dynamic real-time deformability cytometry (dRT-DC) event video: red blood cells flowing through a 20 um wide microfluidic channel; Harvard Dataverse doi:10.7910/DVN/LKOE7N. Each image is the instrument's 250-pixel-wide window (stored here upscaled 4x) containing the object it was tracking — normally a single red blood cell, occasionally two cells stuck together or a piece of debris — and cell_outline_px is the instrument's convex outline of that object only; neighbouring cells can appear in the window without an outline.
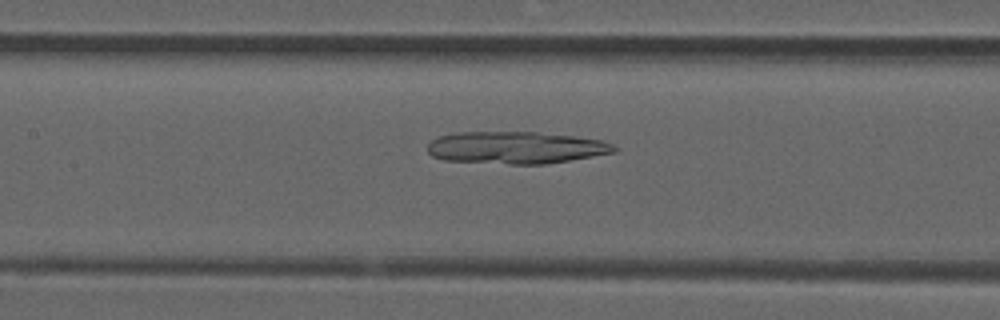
{"species": "common noctule bat (a hibernating species)", "species_latin": "Nyctalus noctula", "temperature_condition": "room temperature", "stored_images_in_passage": 29, "camera_frame_rate_fps": 3000, "um_per_image_px": 0.085, "animal": {"sex": "male", "forearm_length_mm": 52.5}, "frame": {"image": 1, "passage_image": 24, "time_ms": 7.667, "image_size_px": [1000, 320], "cell_outline_px": [[620, 148], [616, 152], [544, 164], [508, 164], [444, 160], [432, 156], [428, 152], [428, 144], [432, 140], [440, 136], [456, 132], [536, 132], [572, 136], [600, 140], [612, 144]], "centroid_in_image_um": [43.83, 12.55], "position_along_channel_um": 163.6, "area_um2": 34.85}}
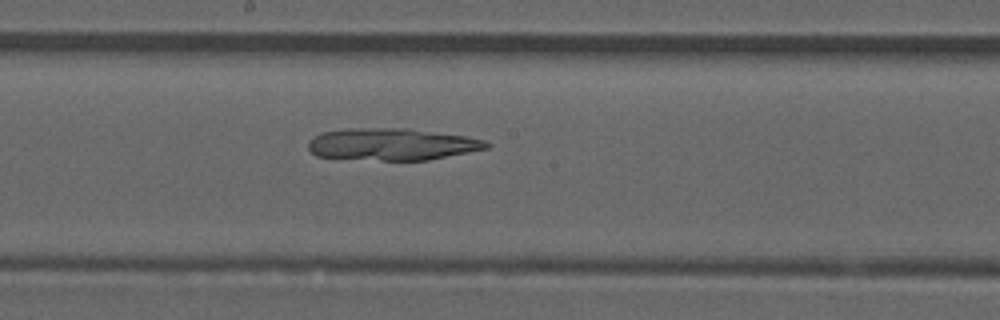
{"frame": {"image": 2, "passage_image": 28, "time_ms": 9.0, "image_size_px": [1000, 320], "cell_outline_px": [[492, 144], [488, 148], [428, 160], [384, 160], [316, 156], [308, 148], [308, 140], [324, 132], [348, 128], [408, 128], [464, 136], [484, 140]], "centroid_in_image_um": [33.32, 12.26], "position_along_channel_um": 214.9, "area_um2": 32.95}}